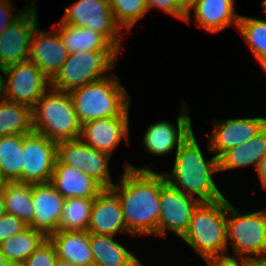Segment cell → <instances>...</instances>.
Segmentation results:
<instances>
[{"instance_id": "6da1fadb", "label": "cell", "mask_w": 266, "mask_h": 266, "mask_svg": "<svg viewBox=\"0 0 266 266\" xmlns=\"http://www.w3.org/2000/svg\"><path fill=\"white\" fill-rule=\"evenodd\" d=\"M120 183L110 189L118 196L128 233L156 235L160 217V191L166 183L163 173L147 166L137 168L125 162ZM121 184V185H120Z\"/></svg>"}, {"instance_id": "7a4b0ae2", "label": "cell", "mask_w": 266, "mask_h": 266, "mask_svg": "<svg viewBox=\"0 0 266 266\" xmlns=\"http://www.w3.org/2000/svg\"><path fill=\"white\" fill-rule=\"evenodd\" d=\"M219 172L218 158L205 160L194 133L176 150L172 175L163 173L166 182L185 195L198 196L199 202H213L224 198L212 175Z\"/></svg>"}, {"instance_id": "3957f363", "label": "cell", "mask_w": 266, "mask_h": 266, "mask_svg": "<svg viewBox=\"0 0 266 266\" xmlns=\"http://www.w3.org/2000/svg\"><path fill=\"white\" fill-rule=\"evenodd\" d=\"M228 201L200 202L194 209L185 235L182 237L206 263L221 259H237L225 255L227 240ZM222 253V254H221Z\"/></svg>"}, {"instance_id": "277c9868", "label": "cell", "mask_w": 266, "mask_h": 266, "mask_svg": "<svg viewBox=\"0 0 266 266\" xmlns=\"http://www.w3.org/2000/svg\"><path fill=\"white\" fill-rule=\"evenodd\" d=\"M69 93L81 125L91 120L121 117L130 106V97L114 74L75 88Z\"/></svg>"}, {"instance_id": "5b68a950", "label": "cell", "mask_w": 266, "mask_h": 266, "mask_svg": "<svg viewBox=\"0 0 266 266\" xmlns=\"http://www.w3.org/2000/svg\"><path fill=\"white\" fill-rule=\"evenodd\" d=\"M50 91V93H48ZM33 132L56 143L79 139L81 124L69 92L50 87L32 108Z\"/></svg>"}, {"instance_id": "8992f818", "label": "cell", "mask_w": 266, "mask_h": 266, "mask_svg": "<svg viewBox=\"0 0 266 266\" xmlns=\"http://www.w3.org/2000/svg\"><path fill=\"white\" fill-rule=\"evenodd\" d=\"M120 51H79L68 54L60 71L51 80V88L70 92L106 77Z\"/></svg>"}, {"instance_id": "52a82bcc", "label": "cell", "mask_w": 266, "mask_h": 266, "mask_svg": "<svg viewBox=\"0 0 266 266\" xmlns=\"http://www.w3.org/2000/svg\"><path fill=\"white\" fill-rule=\"evenodd\" d=\"M228 239L241 260L266 261V211L241 213L228 202Z\"/></svg>"}, {"instance_id": "ba28073f", "label": "cell", "mask_w": 266, "mask_h": 266, "mask_svg": "<svg viewBox=\"0 0 266 266\" xmlns=\"http://www.w3.org/2000/svg\"><path fill=\"white\" fill-rule=\"evenodd\" d=\"M2 73L6 78H3V97L31 109L50 89L51 81L29 60L7 66Z\"/></svg>"}, {"instance_id": "9c48e42d", "label": "cell", "mask_w": 266, "mask_h": 266, "mask_svg": "<svg viewBox=\"0 0 266 266\" xmlns=\"http://www.w3.org/2000/svg\"><path fill=\"white\" fill-rule=\"evenodd\" d=\"M69 6L60 22L99 32L121 51L123 32L114 19L108 0H78Z\"/></svg>"}, {"instance_id": "30bf717a", "label": "cell", "mask_w": 266, "mask_h": 266, "mask_svg": "<svg viewBox=\"0 0 266 266\" xmlns=\"http://www.w3.org/2000/svg\"><path fill=\"white\" fill-rule=\"evenodd\" d=\"M57 160V143L32 132L23 135L21 183L40 184L51 181Z\"/></svg>"}, {"instance_id": "8fae6325", "label": "cell", "mask_w": 266, "mask_h": 266, "mask_svg": "<svg viewBox=\"0 0 266 266\" xmlns=\"http://www.w3.org/2000/svg\"><path fill=\"white\" fill-rule=\"evenodd\" d=\"M110 157V154L89 147L80 138L57 143V159L62 164L81 170L104 189L114 185L108 168Z\"/></svg>"}, {"instance_id": "7c38bea8", "label": "cell", "mask_w": 266, "mask_h": 266, "mask_svg": "<svg viewBox=\"0 0 266 266\" xmlns=\"http://www.w3.org/2000/svg\"><path fill=\"white\" fill-rule=\"evenodd\" d=\"M21 16L0 35V71L12 64L29 60L30 43L38 25V14L31 3Z\"/></svg>"}, {"instance_id": "4fadbf2b", "label": "cell", "mask_w": 266, "mask_h": 266, "mask_svg": "<svg viewBox=\"0 0 266 266\" xmlns=\"http://www.w3.org/2000/svg\"><path fill=\"white\" fill-rule=\"evenodd\" d=\"M160 217L156 235L166 237V228L182 238L189 226L192 213L200 203L197 198L185 195L167 182L161 187Z\"/></svg>"}, {"instance_id": "5bb4252c", "label": "cell", "mask_w": 266, "mask_h": 266, "mask_svg": "<svg viewBox=\"0 0 266 266\" xmlns=\"http://www.w3.org/2000/svg\"><path fill=\"white\" fill-rule=\"evenodd\" d=\"M214 132L208 141V150L216 152L219 158L228 149L234 148L252 139L266 127V117L229 118L214 121ZM218 153V154H217Z\"/></svg>"}, {"instance_id": "9a60e30c", "label": "cell", "mask_w": 266, "mask_h": 266, "mask_svg": "<svg viewBox=\"0 0 266 266\" xmlns=\"http://www.w3.org/2000/svg\"><path fill=\"white\" fill-rule=\"evenodd\" d=\"M183 103L181 115L177 117V129L169 121H158L148 127L143 137V144L153 155H165L176 150L191 135L192 125L188 116V106Z\"/></svg>"}, {"instance_id": "2e32d148", "label": "cell", "mask_w": 266, "mask_h": 266, "mask_svg": "<svg viewBox=\"0 0 266 266\" xmlns=\"http://www.w3.org/2000/svg\"><path fill=\"white\" fill-rule=\"evenodd\" d=\"M122 137L129 140V110L121 117L91 120L81 126L80 139L89 147L112 155Z\"/></svg>"}, {"instance_id": "e0dca14e", "label": "cell", "mask_w": 266, "mask_h": 266, "mask_svg": "<svg viewBox=\"0 0 266 266\" xmlns=\"http://www.w3.org/2000/svg\"><path fill=\"white\" fill-rule=\"evenodd\" d=\"M52 32H45L38 27L34 29L29 52V61L33 62L51 81L60 71L67 60L61 36L56 28Z\"/></svg>"}, {"instance_id": "ac0fdd59", "label": "cell", "mask_w": 266, "mask_h": 266, "mask_svg": "<svg viewBox=\"0 0 266 266\" xmlns=\"http://www.w3.org/2000/svg\"><path fill=\"white\" fill-rule=\"evenodd\" d=\"M65 198L48 183L32 184V204L34 208V228L47 237L58 231Z\"/></svg>"}, {"instance_id": "d6986e66", "label": "cell", "mask_w": 266, "mask_h": 266, "mask_svg": "<svg viewBox=\"0 0 266 266\" xmlns=\"http://www.w3.org/2000/svg\"><path fill=\"white\" fill-rule=\"evenodd\" d=\"M87 231L110 236L128 232L120 200L111 189H103L94 198Z\"/></svg>"}, {"instance_id": "ffe728a7", "label": "cell", "mask_w": 266, "mask_h": 266, "mask_svg": "<svg viewBox=\"0 0 266 266\" xmlns=\"http://www.w3.org/2000/svg\"><path fill=\"white\" fill-rule=\"evenodd\" d=\"M50 183L65 198H95L104 188L89 175L58 159Z\"/></svg>"}, {"instance_id": "44dd1931", "label": "cell", "mask_w": 266, "mask_h": 266, "mask_svg": "<svg viewBox=\"0 0 266 266\" xmlns=\"http://www.w3.org/2000/svg\"><path fill=\"white\" fill-rule=\"evenodd\" d=\"M88 231H56L48 236L58 259L77 266H94Z\"/></svg>"}, {"instance_id": "7402d4cb", "label": "cell", "mask_w": 266, "mask_h": 266, "mask_svg": "<svg viewBox=\"0 0 266 266\" xmlns=\"http://www.w3.org/2000/svg\"><path fill=\"white\" fill-rule=\"evenodd\" d=\"M193 9L197 24L210 33L238 26L241 16L235 13L234 0H200Z\"/></svg>"}, {"instance_id": "603a6c76", "label": "cell", "mask_w": 266, "mask_h": 266, "mask_svg": "<svg viewBox=\"0 0 266 266\" xmlns=\"http://www.w3.org/2000/svg\"><path fill=\"white\" fill-rule=\"evenodd\" d=\"M113 237L115 236L89 235L94 266H143L128 248Z\"/></svg>"}, {"instance_id": "cb8c5ba5", "label": "cell", "mask_w": 266, "mask_h": 266, "mask_svg": "<svg viewBox=\"0 0 266 266\" xmlns=\"http://www.w3.org/2000/svg\"><path fill=\"white\" fill-rule=\"evenodd\" d=\"M56 30L69 54L79 51H119L103 34L59 22Z\"/></svg>"}, {"instance_id": "d4e9b609", "label": "cell", "mask_w": 266, "mask_h": 266, "mask_svg": "<svg viewBox=\"0 0 266 266\" xmlns=\"http://www.w3.org/2000/svg\"><path fill=\"white\" fill-rule=\"evenodd\" d=\"M266 154V127L255 137L243 144L225 151L219 158V171L255 165Z\"/></svg>"}, {"instance_id": "484cf974", "label": "cell", "mask_w": 266, "mask_h": 266, "mask_svg": "<svg viewBox=\"0 0 266 266\" xmlns=\"http://www.w3.org/2000/svg\"><path fill=\"white\" fill-rule=\"evenodd\" d=\"M48 237L31 227L4 240L0 250L12 266H20Z\"/></svg>"}, {"instance_id": "4316f807", "label": "cell", "mask_w": 266, "mask_h": 266, "mask_svg": "<svg viewBox=\"0 0 266 266\" xmlns=\"http://www.w3.org/2000/svg\"><path fill=\"white\" fill-rule=\"evenodd\" d=\"M33 132L32 109L26 105L0 100V137L28 135Z\"/></svg>"}, {"instance_id": "83f0119b", "label": "cell", "mask_w": 266, "mask_h": 266, "mask_svg": "<svg viewBox=\"0 0 266 266\" xmlns=\"http://www.w3.org/2000/svg\"><path fill=\"white\" fill-rule=\"evenodd\" d=\"M2 190L6 213L22 219L29 226L34 217L32 184L6 181Z\"/></svg>"}, {"instance_id": "f1b7e54d", "label": "cell", "mask_w": 266, "mask_h": 266, "mask_svg": "<svg viewBox=\"0 0 266 266\" xmlns=\"http://www.w3.org/2000/svg\"><path fill=\"white\" fill-rule=\"evenodd\" d=\"M23 135L0 137V172L6 181L22 180Z\"/></svg>"}, {"instance_id": "f546056e", "label": "cell", "mask_w": 266, "mask_h": 266, "mask_svg": "<svg viewBox=\"0 0 266 266\" xmlns=\"http://www.w3.org/2000/svg\"><path fill=\"white\" fill-rule=\"evenodd\" d=\"M94 198H67L58 231H87Z\"/></svg>"}, {"instance_id": "4dcf8cb0", "label": "cell", "mask_w": 266, "mask_h": 266, "mask_svg": "<svg viewBox=\"0 0 266 266\" xmlns=\"http://www.w3.org/2000/svg\"><path fill=\"white\" fill-rule=\"evenodd\" d=\"M237 28L257 61L266 58V20L240 16Z\"/></svg>"}, {"instance_id": "1f68e13d", "label": "cell", "mask_w": 266, "mask_h": 266, "mask_svg": "<svg viewBox=\"0 0 266 266\" xmlns=\"http://www.w3.org/2000/svg\"><path fill=\"white\" fill-rule=\"evenodd\" d=\"M116 23L131 30L149 11L146 0H108Z\"/></svg>"}, {"instance_id": "d6a6232c", "label": "cell", "mask_w": 266, "mask_h": 266, "mask_svg": "<svg viewBox=\"0 0 266 266\" xmlns=\"http://www.w3.org/2000/svg\"><path fill=\"white\" fill-rule=\"evenodd\" d=\"M57 259L54 245L47 238L20 266H54Z\"/></svg>"}, {"instance_id": "836d02e7", "label": "cell", "mask_w": 266, "mask_h": 266, "mask_svg": "<svg viewBox=\"0 0 266 266\" xmlns=\"http://www.w3.org/2000/svg\"><path fill=\"white\" fill-rule=\"evenodd\" d=\"M28 226L18 217L5 213L0 217V244L14 235L24 231Z\"/></svg>"}, {"instance_id": "e575fe53", "label": "cell", "mask_w": 266, "mask_h": 266, "mask_svg": "<svg viewBox=\"0 0 266 266\" xmlns=\"http://www.w3.org/2000/svg\"><path fill=\"white\" fill-rule=\"evenodd\" d=\"M146 3L149 10L155 7L183 21L186 19V14L180 9L177 0H146Z\"/></svg>"}, {"instance_id": "d590c367", "label": "cell", "mask_w": 266, "mask_h": 266, "mask_svg": "<svg viewBox=\"0 0 266 266\" xmlns=\"http://www.w3.org/2000/svg\"><path fill=\"white\" fill-rule=\"evenodd\" d=\"M11 0H0V35L2 32L16 21L21 14L28 8L27 5L18 12V14L13 15L15 9L12 8Z\"/></svg>"}, {"instance_id": "8d00e7d4", "label": "cell", "mask_w": 266, "mask_h": 266, "mask_svg": "<svg viewBox=\"0 0 266 266\" xmlns=\"http://www.w3.org/2000/svg\"><path fill=\"white\" fill-rule=\"evenodd\" d=\"M206 266H248V260H241L238 262L236 259H221L205 263Z\"/></svg>"}, {"instance_id": "74e56055", "label": "cell", "mask_w": 266, "mask_h": 266, "mask_svg": "<svg viewBox=\"0 0 266 266\" xmlns=\"http://www.w3.org/2000/svg\"><path fill=\"white\" fill-rule=\"evenodd\" d=\"M200 0H177L180 9L186 14V22L190 20V10L199 2Z\"/></svg>"}, {"instance_id": "f35d334b", "label": "cell", "mask_w": 266, "mask_h": 266, "mask_svg": "<svg viewBox=\"0 0 266 266\" xmlns=\"http://www.w3.org/2000/svg\"><path fill=\"white\" fill-rule=\"evenodd\" d=\"M256 170L263 188L266 189V154L260 160V163Z\"/></svg>"}, {"instance_id": "ab89813d", "label": "cell", "mask_w": 266, "mask_h": 266, "mask_svg": "<svg viewBox=\"0 0 266 266\" xmlns=\"http://www.w3.org/2000/svg\"><path fill=\"white\" fill-rule=\"evenodd\" d=\"M6 213L3 190L0 191V217Z\"/></svg>"}, {"instance_id": "60d3db41", "label": "cell", "mask_w": 266, "mask_h": 266, "mask_svg": "<svg viewBox=\"0 0 266 266\" xmlns=\"http://www.w3.org/2000/svg\"><path fill=\"white\" fill-rule=\"evenodd\" d=\"M0 266H12L8 259L3 255L0 250Z\"/></svg>"}, {"instance_id": "b9f144b4", "label": "cell", "mask_w": 266, "mask_h": 266, "mask_svg": "<svg viewBox=\"0 0 266 266\" xmlns=\"http://www.w3.org/2000/svg\"><path fill=\"white\" fill-rule=\"evenodd\" d=\"M54 266H77V265H74L73 263L65 260L57 259Z\"/></svg>"}, {"instance_id": "7bdbcfd3", "label": "cell", "mask_w": 266, "mask_h": 266, "mask_svg": "<svg viewBox=\"0 0 266 266\" xmlns=\"http://www.w3.org/2000/svg\"><path fill=\"white\" fill-rule=\"evenodd\" d=\"M248 266H266V261H249Z\"/></svg>"}, {"instance_id": "ee69618b", "label": "cell", "mask_w": 266, "mask_h": 266, "mask_svg": "<svg viewBox=\"0 0 266 266\" xmlns=\"http://www.w3.org/2000/svg\"><path fill=\"white\" fill-rule=\"evenodd\" d=\"M3 76L0 74V100L3 99Z\"/></svg>"}, {"instance_id": "f6af8a7d", "label": "cell", "mask_w": 266, "mask_h": 266, "mask_svg": "<svg viewBox=\"0 0 266 266\" xmlns=\"http://www.w3.org/2000/svg\"><path fill=\"white\" fill-rule=\"evenodd\" d=\"M260 66L262 67V69L265 71L266 73V58L262 59L261 61H259Z\"/></svg>"}, {"instance_id": "bcb514c9", "label": "cell", "mask_w": 266, "mask_h": 266, "mask_svg": "<svg viewBox=\"0 0 266 266\" xmlns=\"http://www.w3.org/2000/svg\"><path fill=\"white\" fill-rule=\"evenodd\" d=\"M5 182L6 180L2 177L1 172H0V191L3 189Z\"/></svg>"}, {"instance_id": "7dc6e473", "label": "cell", "mask_w": 266, "mask_h": 266, "mask_svg": "<svg viewBox=\"0 0 266 266\" xmlns=\"http://www.w3.org/2000/svg\"><path fill=\"white\" fill-rule=\"evenodd\" d=\"M262 8L266 13V0H262Z\"/></svg>"}]
</instances>
